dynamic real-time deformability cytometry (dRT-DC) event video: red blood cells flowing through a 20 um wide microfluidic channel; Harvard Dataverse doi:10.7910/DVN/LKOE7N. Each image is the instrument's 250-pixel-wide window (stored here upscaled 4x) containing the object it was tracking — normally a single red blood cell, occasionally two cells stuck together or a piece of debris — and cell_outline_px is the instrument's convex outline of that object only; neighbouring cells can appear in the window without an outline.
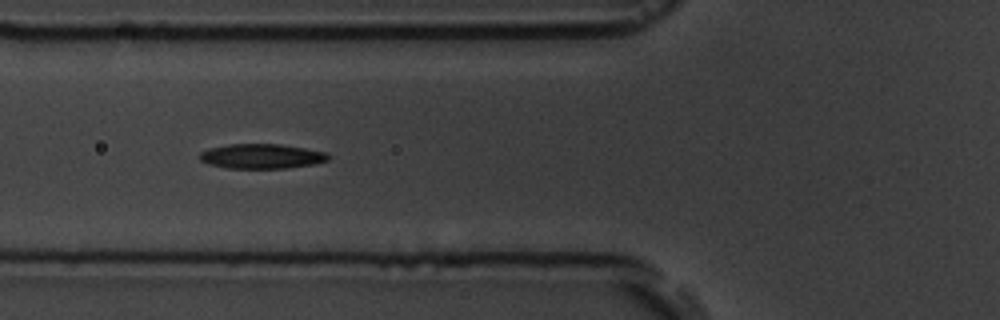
{"species": "common noctule bat (a hibernating species)", "species_latin": "Nyctalus noctula", "temperature_condition": "room temperature", "stored_images_in_passage": 15, "camera_frame_rate_fps": 3000, "um_per_image_px": 0.085, "animal": {"sex": "male", "body_mass_g": 19.5, "forearm_length_mm": 54.6}, "frame": {"image": 1, "passage_image": 5, "time_ms": 4.333, "image_size_px": [1000, 320], "cell_outline_px": [[332, 156], [328, 160], [312, 164], [288, 168], [224, 168], [208, 164], [200, 160], [200, 152], [208, 148], [228, 144], [280, 144], [328, 152]], "centroid_in_image_um": [22.24, 13.28], "position_along_channel_um": 103.6, "area_um2": 18.67}}
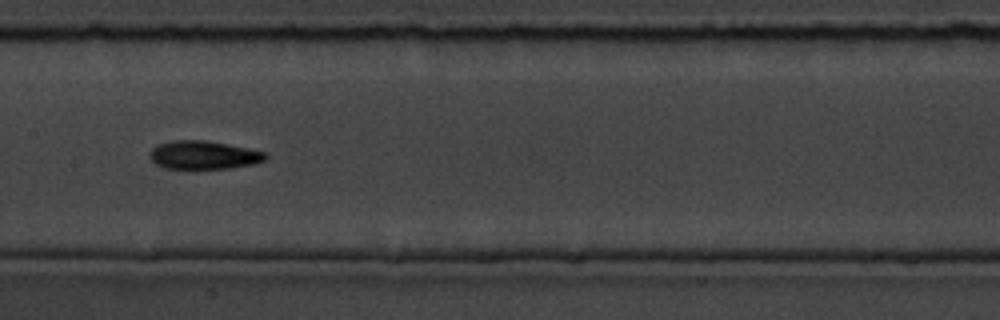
{"frame": {"image": 2, "passage_image": 7, "time_ms": 6.667, "image_size_px": [1000, 320], "cell_outline_px": [[268, 160], [256, 164], [228, 168], [192, 172], [164, 168], [156, 164], [148, 156], [148, 152], [156, 144], [172, 140], [204, 140], [228, 144], [268, 152]], "centroid_in_image_um": [17.3, 13.22], "position_along_channel_um": 190.1, "area_um2": 20.35}, "authors_computed_cell_mechanics": {"area_um2": 17.8024, "velocity_mm_per_s": 3.7089, "shape_relaxation_time_tau1_ms": 2.8159, "shape_relaxation_time_tau2_ms": 10.8651, "deformation_change_tau1": 0.1068, "deformation_change_tau2": 0.1885}}